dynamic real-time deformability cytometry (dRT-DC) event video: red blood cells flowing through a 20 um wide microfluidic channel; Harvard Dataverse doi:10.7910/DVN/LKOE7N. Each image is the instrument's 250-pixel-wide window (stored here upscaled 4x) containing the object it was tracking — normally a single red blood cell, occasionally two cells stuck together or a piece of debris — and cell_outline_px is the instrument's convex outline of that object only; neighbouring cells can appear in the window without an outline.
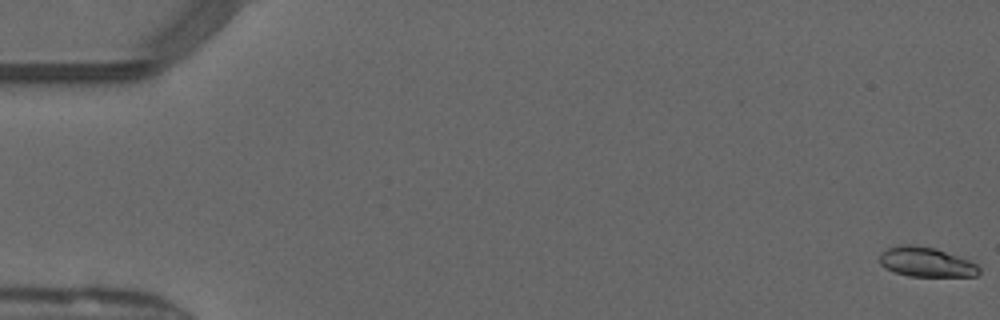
{"species": "common noctule bat (a hibernating species)", "species_latin": "Nyctalus noctula", "temperature_condition": "warm", "stored_images_in_passage": 13, "camera_frame_rate_fps": 3000, "um_per_image_px": 0.085, "animal": {"sex": "male", "forearm_length_mm": 52.5}, "frame": {"image": 1, "passage_image": 1, "time_ms": 0.0, "image_size_px": [1000, 320], "cell_outline_px": [[980, 272], [976, 276], [908, 276], [884, 268], [880, 264], [880, 252], [888, 248], [900, 244], [912, 244], [936, 248], [968, 260], [976, 264], [980, 268]], "centroid_in_image_um": [78.7, 22.26], "position_along_channel_um": 6.3, "area_um2": 17.22}}
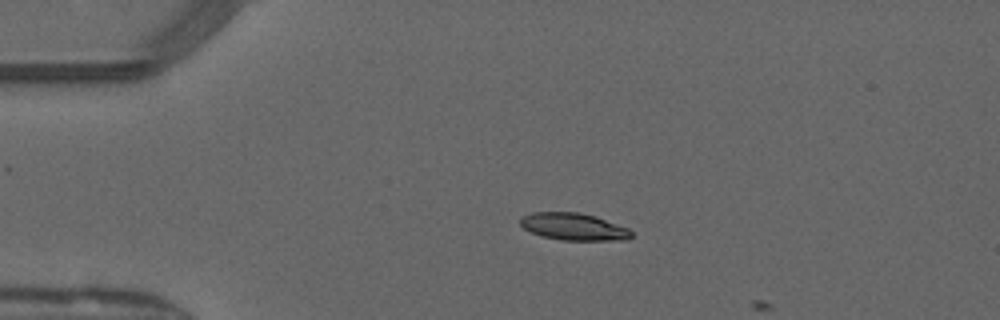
{"frame": {"image": 2, "passage_image": 12, "time_ms": 3.667, "image_size_px": [1000, 320], "cell_outline_px": [[632, 236], [628, 240], [560, 240], [540, 236], [524, 228], [520, 224], [520, 216], [532, 212], [576, 212], [596, 216], [628, 228], [632, 232]], "centroid_in_image_um": [48.75, 19.27], "position_along_channel_um": 36.3, "area_um2": 17.69}}